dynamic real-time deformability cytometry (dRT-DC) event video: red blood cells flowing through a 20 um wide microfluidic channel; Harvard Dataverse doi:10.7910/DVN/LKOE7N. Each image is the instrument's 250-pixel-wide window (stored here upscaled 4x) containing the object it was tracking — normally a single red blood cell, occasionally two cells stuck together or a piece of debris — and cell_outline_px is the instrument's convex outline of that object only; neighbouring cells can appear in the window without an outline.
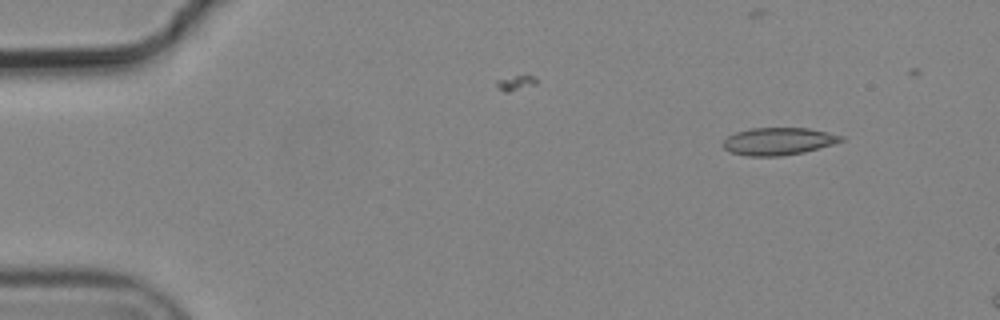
{"species": "common noctule bat (a hibernating species)", "species_latin": "Nyctalus noctula", "temperature_condition": "cold", "stored_images_in_passage": 2, "camera_frame_rate_fps": 3000, "um_per_image_px": 0.085, "animal": {"sex": "male", "body_mass_g": 19.2, "forearm_length_mm": 51.8}, "frame": {"image": 1, "passage_image": 2, "time_ms": 0.333, "image_size_px": [1000, 320], "cell_outline_px": [[844, 140], [832, 144], [804, 152], [780, 156], [748, 156], [728, 152], [720, 144], [728, 136], [736, 132], [752, 128], [808, 128], [828, 132], [844, 136]], "centroid_in_image_um": [66.13, 12.01], "position_along_channel_um": 18.9, "area_um2": 18.9}}